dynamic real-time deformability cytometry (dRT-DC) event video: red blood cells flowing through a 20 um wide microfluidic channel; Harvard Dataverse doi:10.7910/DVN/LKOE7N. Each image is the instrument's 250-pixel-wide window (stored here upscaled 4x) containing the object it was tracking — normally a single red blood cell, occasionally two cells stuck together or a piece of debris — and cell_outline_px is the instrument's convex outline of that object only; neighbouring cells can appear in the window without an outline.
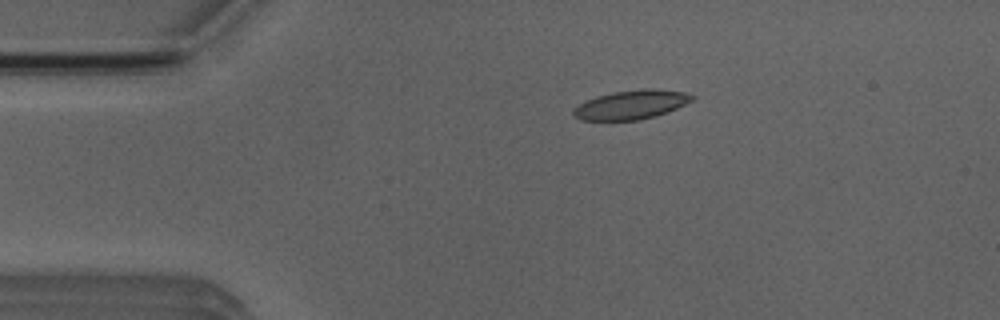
{"species": "Egyptian fruit bat (a non-hibernating species)", "species_latin": "Rousettus aegyptiacus", "temperature_condition": "room temperature", "stored_images_in_passage": 3, "camera_frame_rate_fps": 3000, "um_per_image_px": 0.085, "animal": {"sex": "male"}, "frame": {"image": 1, "passage_image": 2, "time_ms": 1.333, "image_size_px": [1000, 320], "cell_outline_px": [[696, 96], [692, 100], [668, 112], [656, 116], [640, 120], [580, 120], [572, 116], [572, 108], [596, 96], [612, 92], [648, 88], [652, 88], [684, 92]], "centroid_in_image_um": [53.63, 8.9], "position_along_channel_um": 31.4, "area_um2": 20.11}}